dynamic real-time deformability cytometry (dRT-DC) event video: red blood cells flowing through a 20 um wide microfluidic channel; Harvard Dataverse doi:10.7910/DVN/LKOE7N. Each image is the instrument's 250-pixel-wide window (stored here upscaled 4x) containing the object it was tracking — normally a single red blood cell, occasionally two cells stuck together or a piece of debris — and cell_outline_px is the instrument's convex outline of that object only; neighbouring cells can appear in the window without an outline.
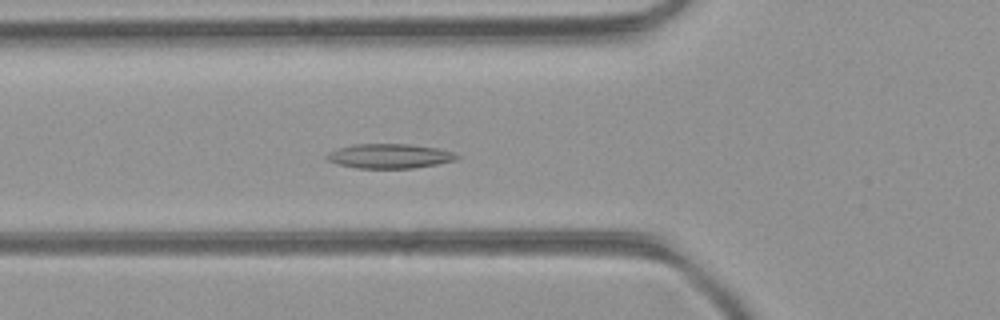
{"species": "common noctule bat (a hibernating species)", "species_latin": "Nyctalus noctula", "temperature_condition": "room temperature", "stored_images_in_passage": 51, "camera_frame_rate_fps": 3000, "um_per_image_px": 0.085, "animal": {"sex": "female", "body_mass_g": 21.9}, "frame": {"image": 1, "passage_image": 18, "time_ms": 5.667, "image_size_px": [1000, 320], "cell_outline_px": [[460, 156], [456, 160], [436, 164], [412, 168], [356, 168], [340, 164], [328, 160], [324, 156], [328, 152], [352, 144], [408, 144], [436, 148], [452, 152]], "centroid_in_image_um": [33.09, 13.26], "position_along_channel_um": 92.7, "area_um2": 18.38}}
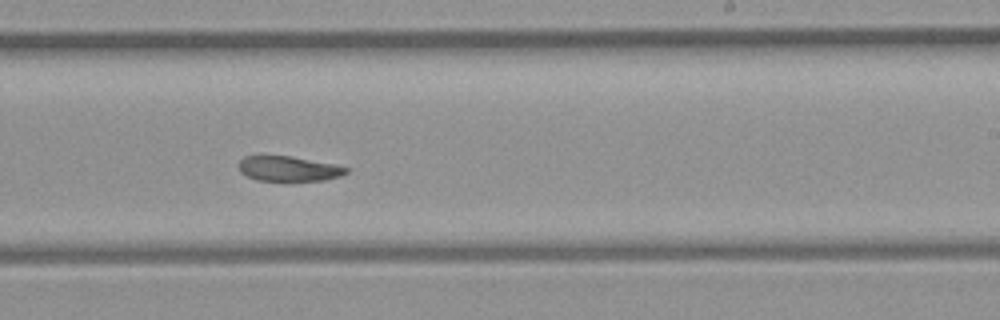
{"frame": {"image": 2, "passage_image": 31, "time_ms": 10.0, "image_size_px": [1000, 320], "cell_outline_px": [[348, 172], [340, 176], [324, 180], [284, 184], [256, 180], [240, 172], [236, 164], [244, 156], [292, 156], [336, 164], [348, 168]], "centroid_in_image_um": [24.51, 14.39], "position_along_channel_um": 264.5, "area_um2": 16.65}}
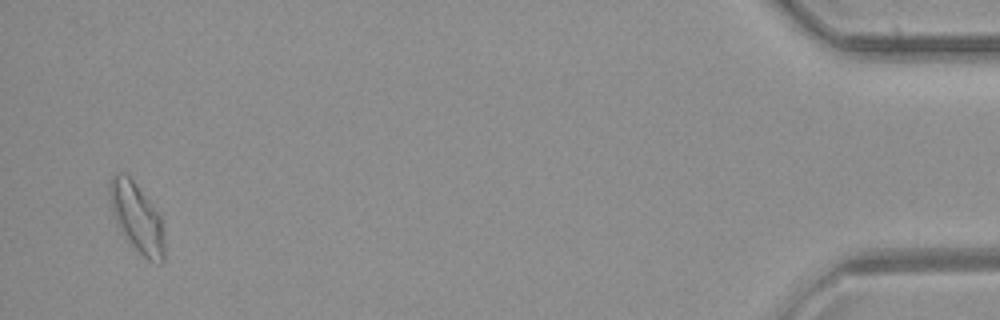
{"frame": {"image": 3, "passage_image": 50, "time_ms": 16.333, "image_size_px": [1000, 320], "cell_outline_px": [[164, 260], [160, 264], [156, 264], [148, 260], [124, 236], [112, 212], [108, 192], [108, 188], [112, 176], [116, 172], [124, 172], [132, 180], [160, 216], [164, 240]], "centroid_in_image_um": [11.62, 18.5], "position_along_channel_um": 423.6, "area_um2": 21.56}}